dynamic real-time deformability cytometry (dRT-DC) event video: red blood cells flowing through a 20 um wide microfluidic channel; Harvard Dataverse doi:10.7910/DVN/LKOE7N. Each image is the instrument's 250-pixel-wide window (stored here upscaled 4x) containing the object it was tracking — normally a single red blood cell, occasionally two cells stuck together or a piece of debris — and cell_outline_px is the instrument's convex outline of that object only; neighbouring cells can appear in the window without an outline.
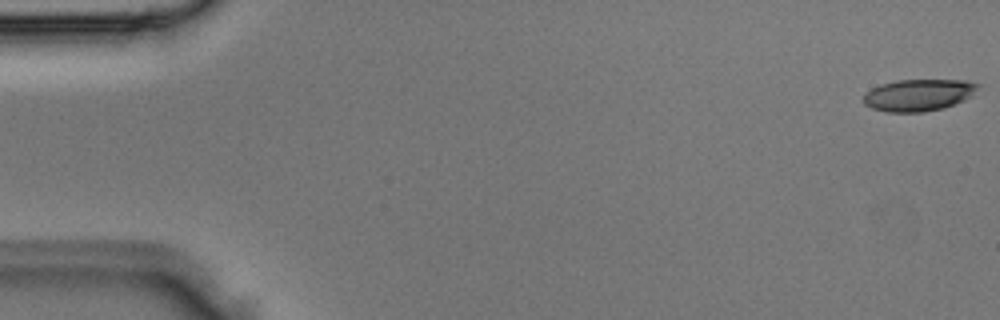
{"species": "Egyptian fruit bat (a non-hibernating species)", "species_latin": "Rousettus aegyptiacus", "temperature_condition": "room temperature", "stored_images_in_passage": 3, "camera_frame_rate_fps": 3000, "um_per_image_px": 0.085, "animal": {"sex": "male"}, "frame": {"image": 1, "passage_image": 1, "time_ms": 0.0, "image_size_px": [1000, 320], "cell_outline_px": [[980, 84], [964, 100], [944, 108], [924, 112], [888, 112], [872, 108], [864, 104], [864, 96], [872, 88], [880, 84], [896, 80], [964, 80]], "centroid_in_image_um": [78.04, 8.08], "position_along_channel_um": 7.0, "area_um2": 20.98}}